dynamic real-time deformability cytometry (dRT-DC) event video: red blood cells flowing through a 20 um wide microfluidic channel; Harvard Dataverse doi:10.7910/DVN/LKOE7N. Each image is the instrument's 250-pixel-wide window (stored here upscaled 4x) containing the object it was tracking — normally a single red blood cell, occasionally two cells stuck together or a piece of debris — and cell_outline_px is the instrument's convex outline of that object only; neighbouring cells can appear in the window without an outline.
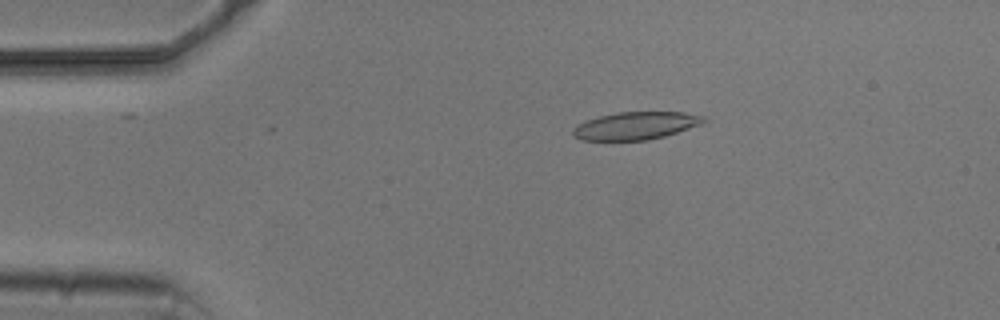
{"species": "common noctule bat (a hibernating species)", "species_latin": "Nyctalus noctula", "temperature_condition": "cold", "stored_images_in_passage": 6, "camera_frame_rate_fps": 3000, "um_per_image_px": 0.085, "animal": {"sex": "male", "body_mass_g": 20.5, "forearm_length_mm": 52.5}, "frame": {"image": 1, "passage_image": 2, "time_ms": 1.0, "image_size_px": [1000, 320], "cell_outline_px": [[708, 120], [700, 124], [664, 136], [648, 140], [580, 140], [572, 136], [572, 128], [588, 120], [600, 116], [616, 112], [684, 112], [704, 116]], "centroid_in_image_um": [54.02, 10.68], "position_along_channel_um": 31.0, "area_um2": 20.92}}
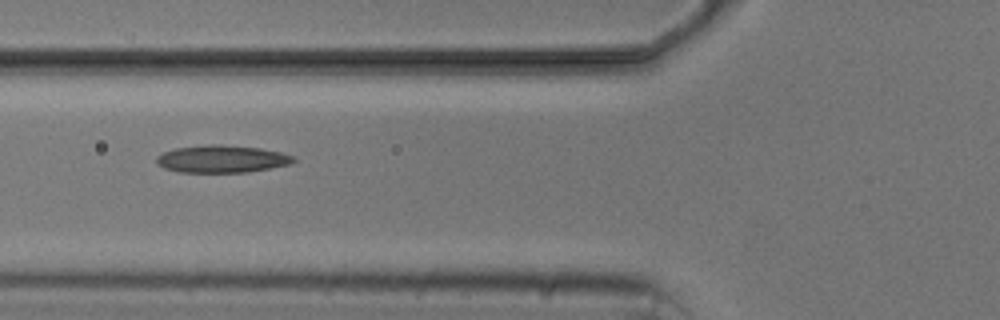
{"frame": {"image": 2, "passage_image": 5, "time_ms": 4.333, "image_size_px": [1000, 320], "cell_outline_px": [[296, 160], [292, 164], [248, 172], [180, 172], [164, 168], [156, 164], [156, 156], [164, 152], [176, 148], [208, 144], [220, 144], [260, 148], [280, 152], [292, 156]], "centroid_in_image_um": [18.85, 13.51], "position_along_channel_um": 107.0, "area_um2": 21.91}}
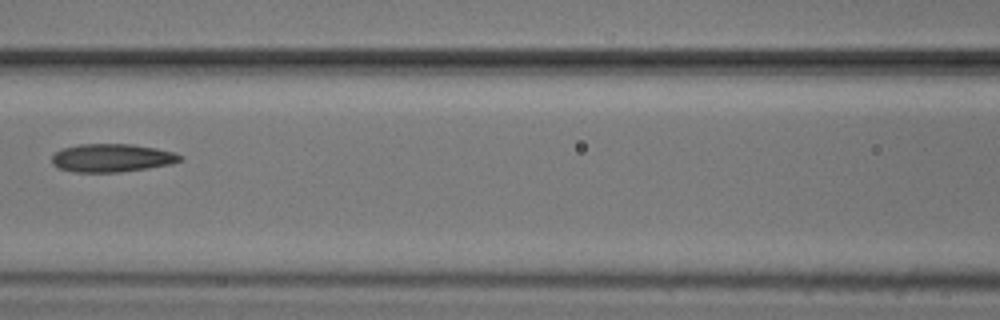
{"frame": {"image": 3, "passage_image": 6, "time_ms": 5.667, "image_size_px": [1000, 320], "cell_outline_px": [[184, 160], [172, 164], [148, 168], [120, 172], [72, 172], [56, 168], [52, 164], [52, 156], [60, 148], [80, 144], [132, 144], [156, 148], [176, 152], [184, 156]], "centroid_in_image_um": [9.53, 13.42], "position_along_channel_um": 157.1, "area_um2": 21.44}}